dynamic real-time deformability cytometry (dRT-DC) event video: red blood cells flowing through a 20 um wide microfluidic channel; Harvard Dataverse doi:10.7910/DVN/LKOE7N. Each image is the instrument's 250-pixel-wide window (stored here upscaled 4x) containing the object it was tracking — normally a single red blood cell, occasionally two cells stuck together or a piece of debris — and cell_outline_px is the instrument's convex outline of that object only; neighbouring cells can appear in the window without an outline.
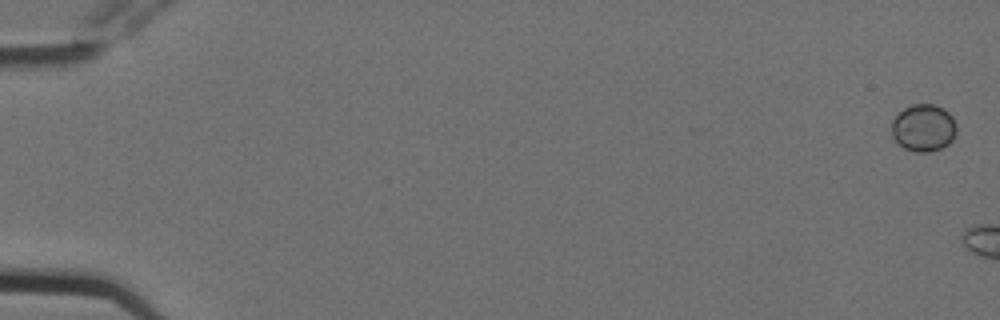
{"species": "Egyptian fruit bat (a non-hibernating species)", "species_latin": "Rousettus aegyptiacus", "temperature_condition": "cold", "stored_images_in_passage": 5, "camera_frame_rate_fps": 3000, "um_per_image_px": 0.085, "animal": {"sex": "female"}, "frame": {"image": 1, "passage_image": 1, "time_ms": 0.0, "image_size_px": [1000, 320], "cell_outline_px": [[956, 132], [952, 140], [948, 144], [940, 148], [928, 152], [916, 152], [904, 148], [892, 136], [892, 120], [904, 108], [912, 104], [932, 104], [944, 108], [952, 116], [956, 124]], "centroid_in_image_um": [78.51, 10.86], "position_along_channel_um": 6.5, "area_um2": 17.8}}